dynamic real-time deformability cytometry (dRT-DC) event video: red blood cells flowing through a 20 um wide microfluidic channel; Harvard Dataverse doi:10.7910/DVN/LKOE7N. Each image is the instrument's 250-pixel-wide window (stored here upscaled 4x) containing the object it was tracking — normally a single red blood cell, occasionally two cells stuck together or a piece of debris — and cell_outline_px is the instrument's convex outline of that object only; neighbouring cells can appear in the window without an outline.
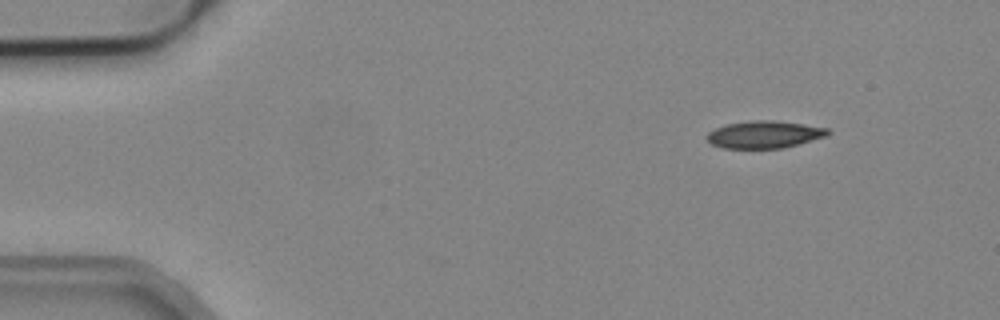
{"species": "common noctule bat (a hibernating species)", "species_latin": "Nyctalus noctula", "temperature_condition": "cold", "stored_images_in_passage": 5, "camera_frame_rate_fps": 3000, "um_per_image_px": 0.085, "animal": {"sex": "male", "body_mass_g": 19.2, "forearm_length_mm": 51.8}, "frame": {"image": 1, "passage_image": 1, "time_ms": 0.0, "image_size_px": [1000, 320], "cell_outline_px": [[832, 132], [828, 136], [784, 148], [724, 148], [712, 144], [704, 136], [708, 132], [724, 124], [752, 120], [776, 120], [804, 124], [828, 128]], "centroid_in_image_um": [64.99, 11.42], "position_along_channel_um": 20.0, "area_um2": 19.48}}
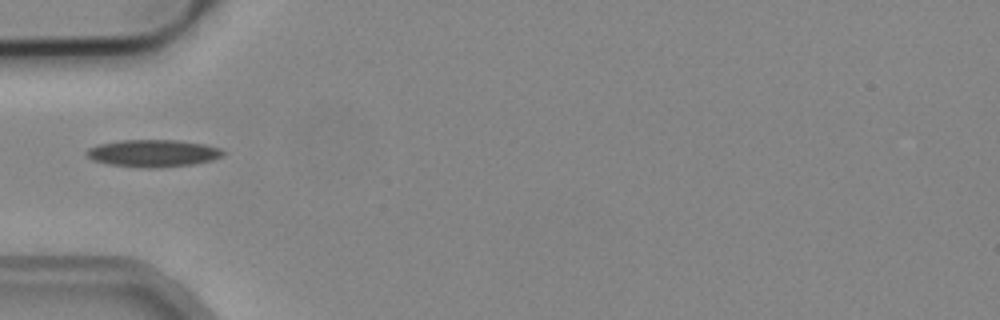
{"frame": {"image": 2, "passage_image": 4, "time_ms": 1.0, "image_size_px": [1000, 320], "cell_outline_px": [[224, 156], [212, 160], [196, 164], [156, 168], [148, 168], [108, 164], [92, 160], [84, 152], [88, 148], [96, 144], [120, 140], [176, 140], [204, 144], [220, 148], [224, 152]], "centroid_in_image_um": [13.0, 13.02], "position_along_channel_um": 72.0, "area_um2": 21.85}}